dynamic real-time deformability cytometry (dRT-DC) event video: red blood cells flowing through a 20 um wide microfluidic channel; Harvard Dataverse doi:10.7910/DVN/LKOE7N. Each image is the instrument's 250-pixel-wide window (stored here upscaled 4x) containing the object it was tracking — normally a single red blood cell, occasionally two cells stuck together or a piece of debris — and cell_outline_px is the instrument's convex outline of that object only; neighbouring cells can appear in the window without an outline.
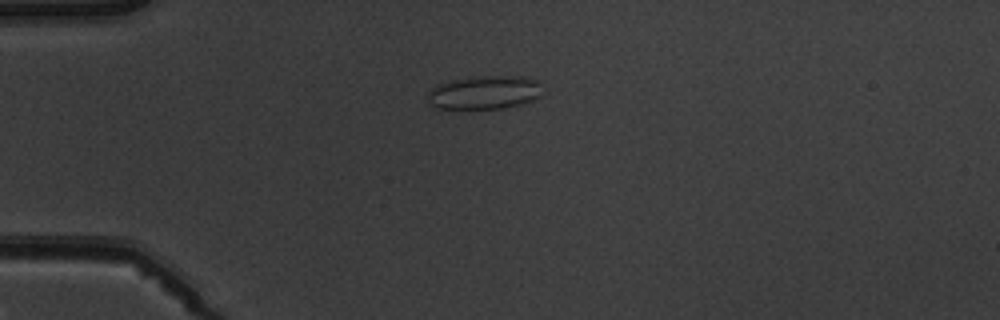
{"species": "common noctule bat (a hibernating species)", "species_latin": "Nyctalus noctula", "temperature_condition": "warm", "stored_images_in_passage": 4, "camera_frame_rate_fps": 3000, "um_per_image_px": 0.085, "animal": {"sex": "male", "body_mass_g": 19.5, "forearm_length_mm": 54.6}, "frame": {"image": 1, "passage_image": 4, "time_ms": 3.667, "image_size_px": [1000, 320], "cell_outline_px": [[540, 96], [532, 100], [520, 104], [504, 108], [436, 108], [428, 104], [428, 92], [436, 84], [452, 80], [480, 76], [520, 76], [536, 80], [540, 84]], "centroid_in_image_um": [41.14, 7.86], "position_along_channel_um": 43.9, "area_um2": 22.25}}